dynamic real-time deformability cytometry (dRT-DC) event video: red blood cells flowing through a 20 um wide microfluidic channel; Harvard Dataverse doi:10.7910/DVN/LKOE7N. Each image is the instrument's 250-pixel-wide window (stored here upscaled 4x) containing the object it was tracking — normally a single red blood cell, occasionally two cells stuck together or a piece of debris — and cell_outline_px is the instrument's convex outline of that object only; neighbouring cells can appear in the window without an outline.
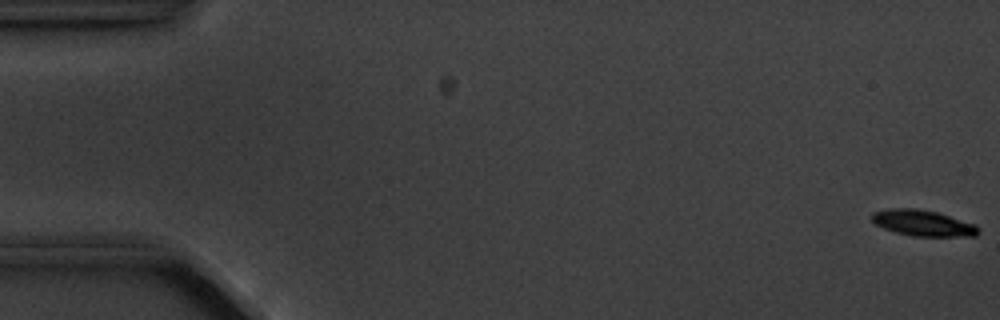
{"species": "common noctule bat (a hibernating species)", "species_latin": "Nyctalus noctula", "temperature_condition": "cold", "stored_images_in_passage": 4, "camera_frame_rate_fps": 3000, "um_per_image_px": 0.085, "animal": {"sex": "male", "body_mass_g": 20.1, "forearm_length_mm": 53.5}, "frame": {"image": 1, "passage_image": 1, "time_ms": 0.0, "image_size_px": [1000, 320], "cell_outline_px": [[980, 232], [976, 236], [912, 236], [896, 232], [884, 228], [876, 224], [872, 220], [872, 212], [892, 208], [916, 208], [936, 212], [976, 224], [980, 228]], "centroid_in_image_um": [78.48, 18.96], "position_along_channel_um": 6.5, "area_um2": 16.07}}